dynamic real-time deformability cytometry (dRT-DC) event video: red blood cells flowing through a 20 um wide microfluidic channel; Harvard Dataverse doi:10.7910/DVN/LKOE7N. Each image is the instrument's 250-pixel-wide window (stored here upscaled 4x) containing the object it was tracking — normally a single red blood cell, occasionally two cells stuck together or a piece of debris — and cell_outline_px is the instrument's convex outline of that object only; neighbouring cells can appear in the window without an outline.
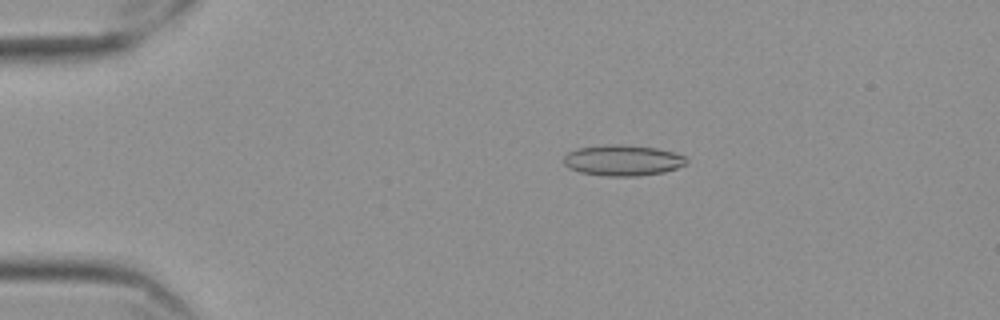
{"species": "Egyptian fruit bat (a non-hibernating species)", "species_latin": "Rousettus aegyptiacus", "temperature_condition": "cold", "stored_images_in_passage": 54, "camera_frame_rate_fps": 3000, "um_per_image_px": 0.085, "frame": {"image": 1, "passage_image": 8, "time_ms": 2.333, "image_size_px": [1000, 320], "cell_outline_px": [[688, 160], [684, 164], [676, 168], [664, 172], [640, 176], [608, 176], [580, 172], [568, 168], [564, 164], [564, 156], [568, 152], [576, 148], [612, 144], [620, 144], [656, 148], [672, 152], [684, 156]], "centroid_in_image_um": [52.9, 13.63], "position_along_channel_um": 32.1, "area_um2": 21.96}}
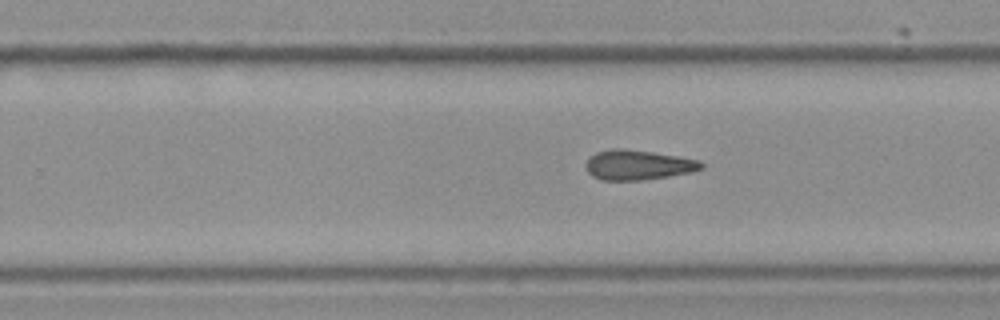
{"frame": {"image": 2, "passage_image": 33, "time_ms": 10.667, "image_size_px": [1000, 320], "cell_outline_px": [[704, 168], [692, 172], [668, 176], [640, 180], [600, 180], [592, 176], [588, 172], [584, 164], [596, 152], [612, 148], [624, 148], [652, 152], [700, 160], [704, 164]], "centroid_in_image_um": [54.23, 14.02], "position_along_channel_um": 275.6, "area_um2": 20.11}}
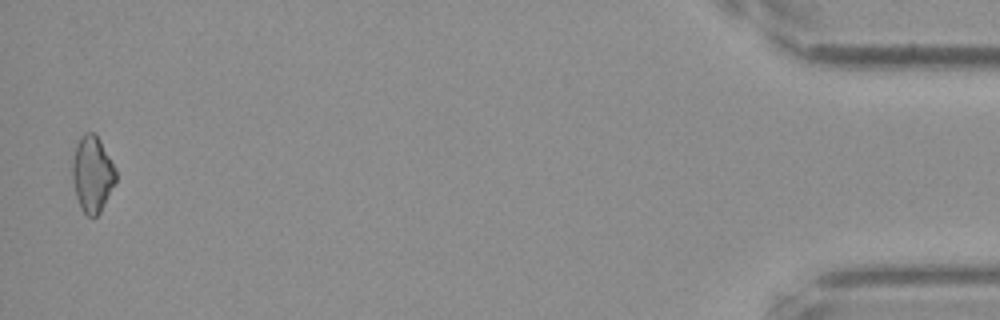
{"frame": {"image": 3, "passage_image": 53, "time_ms": 17.333, "image_size_px": [1000, 320], "cell_outline_px": [[116, 180], [100, 212], [96, 216], [88, 216], [84, 212], [76, 196], [72, 180], [72, 160], [80, 136], [84, 132], [96, 132], [116, 168]], "centroid_in_image_um": [7.85, 14.75], "position_along_channel_um": 427.4, "area_um2": 19.19}, "authors_computed_cell_mechanics": {"area_um2": 20.2589, "velocity_mm_per_s": 3.5571, "shape_relaxation_time_tau1_ms": null, "shape_relaxation_time_tau2_ms": 8.1705, "deformation_change_tau1": null, "deformation_change_tau2": 0.1741}}